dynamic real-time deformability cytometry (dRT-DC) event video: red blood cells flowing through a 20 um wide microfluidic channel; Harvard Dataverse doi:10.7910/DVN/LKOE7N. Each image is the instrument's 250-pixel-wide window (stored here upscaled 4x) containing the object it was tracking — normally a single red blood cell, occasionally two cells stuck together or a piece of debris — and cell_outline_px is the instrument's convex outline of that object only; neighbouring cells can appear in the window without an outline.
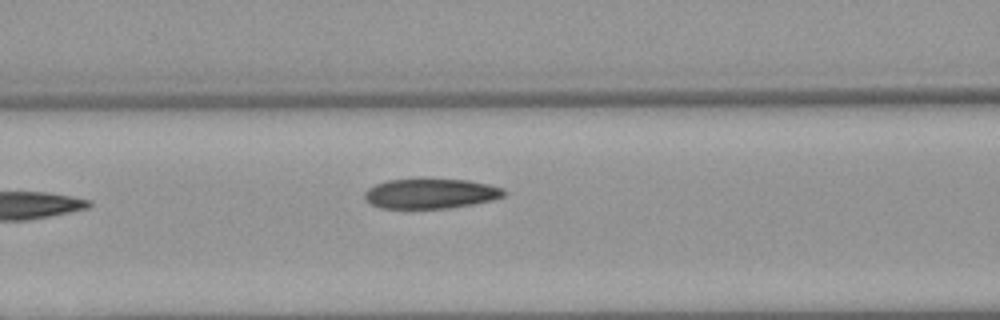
{"species": "Egyptian fruit bat (a non-hibernating species)", "species_latin": "Rousettus aegyptiacus", "temperature_condition": "warm", "stored_images_in_passage": 7, "camera_frame_rate_fps": 3000, "um_per_image_px": 0.085, "animal": {"sex": "female"}, "frame": {"image": 1, "passage_image": 7, "time_ms": 7.333, "image_size_px": [1000, 320], "cell_outline_px": [[508, 192], [504, 196], [492, 200], [472, 204], [448, 208], [380, 208], [372, 204], [364, 196], [364, 192], [368, 188], [376, 184], [388, 180], [416, 176], [420, 176], [468, 180], [488, 184], [504, 188]], "centroid_in_image_um": [36.62, 16.4], "position_along_channel_um": 130.0, "area_um2": 25.2}}